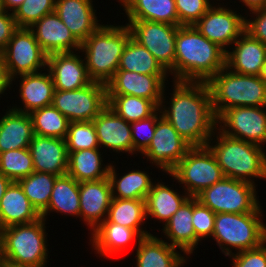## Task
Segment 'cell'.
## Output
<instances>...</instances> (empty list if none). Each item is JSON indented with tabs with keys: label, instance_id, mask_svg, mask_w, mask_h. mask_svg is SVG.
Instances as JSON below:
<instances>
[{
	"label": "cell",
	"instance_id": "obj_50",
	"mask_svg": "<svg viewBox=\"0 0 266 267\" xmlns=\"http://www.w3.org/2000/svg\"><path fill=\"white\" fill-rule=\"evenodd\" d=\"M250 11L261 9L266 6V0H241Z\"/></svg>",
	"mask_w": 266,
	"mask_h": 267
},
{
	"label": "cell",
	"instance_id": "obj_27",
	"mask_svg": "<svg viewBox=\"0 0 266 267\" xmlns=\"http://www.w3.org/2000/svg\"><path fill=\"white\" fill-rule=\"evenodd\" d=\"M20 97L24 103V109L14 108L13 110L28 113L52 105L55 86L50 74L33 73L20 75Z\"/></svg>",
	"mask_w": 266,
	"mask_h": 267
},
{
	"label": "cell",
	"instance_id": "obj_53",
	"mask_svg": "<svg viewBox=\"0 0 266 267\" xmlns=\"http://www.w3.org/2000/svg\"><path fill=\"white\" fill-rule=\"evenodd\" d=\"M0 267H6L4 253H3L1 234H0Z\"/></svg>",
	"mask_w": 266,
	"mask_h": 267
},
{
	"label": "cell",
	"instance_id": "obj_36",
	"mask_svg": "<svg viewBox=\"0 0 266 267\" xmlns=\"http://www.w3.org/2000/svg\"><path fill=\"white\" fill-rule=\"evenodd\" d=\"M117 70H127L139 74L167 75L168 73L156 58L132 37L120 57Z\"/></svg>",
	"mask_w": 266,
	"mask_h": 267
},
{
	"label": "cell",
	"instance_id": "obj_31",
	"mask_svg": "<svg viewBox=\"0 0 266 267\" xmlns=\"http://www.w3.org/2000/svg\"><path fill=\"white\" fill-rule=\"evenodd\" d=\"M100 153L99 149L68 152L67 174L77 182L98 181L107 178L111 164L102 168L103 161Z\"/></svg>",
	"mask_w": 266,
	"mask_h": 267
},
{
	"label": "cell",
	"instance_id": "obj_1",
	"mask_svg": "<svg viewBox=\"0 0 266 267\" xmlns=\"http://www.w3.org/2000/svg\"><path fill=\"white\" fill-rule=\"evenodd\" d=\"M174 82L171 105L159 112L192 147L206 146L218 125L210 88L207 82Z\"/></svg>",
	"mask_w": 266,
	"mask_h": 267
},
{
	"label": "cell",
	"instance_id": "obj_51",
	"mask_svg": "<svg viewBox=\"0 0 266 267\" xmlns=\"http://www.w3.org/2000/svg\"><path fill=\"white\" fill-rule=\"evenodd\" d=\"M13 181L0 172V201L7 188Z\"/></svg>",
	"mask_w": 266,
	"mask_h": 267
},
{
	"label": "cell",
	"instance_id": "obj_54",
	"mask_svg": "<svg viewBox=\"0 0 266 267\" xmlns=\"http://www.w3.org/2000/svg\"><path fill=\"white\" fill-rule=\"evenodd\" d=\"M259 77L263 80V82L266 84V60L262 66V70L261 73L259 75Z\"/></svg>",
	"mask_w": 266,
	"mask_h": 267
},
{
	"label": "cell",
	"instance_id": "obj_34",
	"mask_svg": "<svg viewBox=\"0 0 266 267\" xmlns=\"http://www.w3.org/2000/svg\"><path fill=\"white\" fill-rule=\"evenodd\" d=\"M145 200L112 198L107 220L134 229L141 237L151 235L140 228L146 219Z\"/></svg>",
	"mask_w": 266,
	"mask_h": 267
},
{
	"label": "cell",
	"instance_id": "obj_47",
	"mask_svg": "<svg viewBox=\"0 0 266 267\" xmlns=\"http://www.w3.org/2000/svg\"><path fill=\"white\" fill-rule=\"evenodd\" d=\"M252 14L257 16L254 20L245 19V32L266 45V6L252 11Z\"/></svg>",
	"mask_w": 266,
	"mask_h": 267
},
{
	"label": "cell",
	"instance_id": "obj_26",
	"mask_svg": "<svg viewBox=\"0 0 266 267\" xmlns=\"http://www.w3.org/2000/svg\"><path fill=\"white\" fill-rule=\"evenodd\" d=\"M137 267H180L185 257L176 252L165 240L148 235L137 242Z\"/></svg>",
	"mask_w": 266,
	"mask_h": 267
},
{
	"label": "cell",
	"instance_id": "obj_30",
	"mask_svg": "<svg viewBox=\"0 0 266 267\" xmlns=\"http://www.w3.org/2000/svg\"><path fill=\"white\" fill-rule=\"evenodd\" d=\"M128 20L178 25L175 0H120Z\"/></svg>",
	"mask_w": 266,
	"mask_h": 267
},
{
	"label": "cell",
	"instance_id": "obj_18",
	"mask_svg": "<svg viewBox=\"0 0 266 267\" xmlns=\"http://www.w3.org/2000/svg\"><path fill=\"white\" fill-rule=\"evenodd\" d=\"M83 62L74 52L48 55L47 70L52 76L55 90H77L90 84L92 80Z\"/></svg>",
	"mask_w": 266,
	"mask_h": 267
},
{
	"label": "cell",
	"instance_id": "obj_44",
	"mask_svg": "<svg viewBox=\"0 0 266 267\" xmlns=\"http://www.w3.org/2000/svg\"><path fill=\"white\" fill-rule=\"evenodd\" d=\"M157 113L158 112H155L148 118L130 123L133 152L137 151L143 153L150 145L154 136L157 120L160 118Z\"/></svg>",
	"mask_w": 266,
	"mask_h": 267
},
{
	"label": "cell",
	"instance_id": "obj_20",
	"mask_svg": "<svg viewBox=\"0 0 266 267\" xmlns=\"http://www.w3.org/2000/svg\"><path fill=\"white\" fill-rule=\"evenodd\" d=\"M28 149L34 171L56 176L67 174L68 152L65 139L34 134Z\"/></svg>",
	"mask_w": 266,
	"mask_h": 267
},
{
	"label": "cell",
	"instance_id": "obj_33",
	"mask_svg": "<svg viewBox=\"0 0 266 267\" xmlns=\"http://www.w3.org/2000/svg\"><path fill=\"white\" fill-rule=\"evenodd\" d=\"M79 182L68 174L57 176L52 189L47 209L41 214L45 219L48 212L68 213L71 216L80 214Z\"/></svg>",
	"mask_w": 266,
	"mask_h": 267
},
{
	"label": "cell",
	"instance_id": "obj_11",
	"mask_svg": "<svg viewBox=\"0 0 266 267\" xmlns=\"http://www.w3.org/2000/svg\"><path fill=\"white\" fill-rule=\"evenodd\" d=\"M1 56L11 83L16 75L37 73L40 68L47 67L48 55L30 28H18Z\"/></svg>",
	"mask_w": 266,
	"mask_h": 267
},
{
	"label": "cell",
	"instance_id": "obj_8",
	"mask_svg": "<svg viewBox=\"0 0 266 267\" xmlns=\"http://www.w3.org/2000/svg\"><path fill=\"white\" fill-rule=\"evenodd\" d=\"M196 199L217 213L261 212L255 184L224 177L214 185L203 189Z\"/></svg>",
	"mask_w": 266,
	"mask_h": 267
},
{
	"label": "cell",
	"instance_id": "obj_37",
	"mask_svg": "<svg viewBox=\"0 0 266 267\" xmlns=\"http://www.w3.org/2000/svg\"><path fill=\"white\" fill-rule=\"evenodd\" d=\"M108 106L128 123L153 115L160 108L151 100L132 95H107Z\"/></svg>",
	"mask_w": 266,
	"mask_h": 267
},
{
	"label": "cell",
	"instance_id": "obj_28",
	"mask_svg": "<svg viewBox=\"0 0 266 267\" xmlns=\"http://www.w3.org/2000/svg\"><path fill=\"white\" fill-rule=\"evenodd\" d=\"M91 235L94 249L106 257L119 254L135 238H142L134 229L109 222L107 219L100 223Z\"/></svg>",
	"mask_w": 266,
	"mask_h": 267
},
{
	"label": "cell",
	"instance_id": "obj_12",
	"mask_svg": "<svg viewBox=\"0 0 266 267\" xmlns=\"http://www.w3.org/2000/svg\"><path fill=\"white\" fill-rule=\"evenodd\" d=\"M127 25L132 38L144 46L167 72L173 74L179 26L145 20H129Z\"/></svg>",
	"mask_w": 266,
	"mask_h": 267
},
{
	"label": "cell",
	"instance_id": "obj_46",
	"mask_svg": "<svg viewBox=\"0 0 266 267\" xmlns=\"http://www.w3.org/2000/svg\"><path fill=\"white\" fill-rule=\"evenodd\" d=\"M266 241L260 246L234 253L230 256L233 259V267H266Z\"/></svg>",
	"mask_w": 266,
	"mask_h": 267
},
{
	"label": "cell",
	"instance_id": "obj_42",
	"mask_svg": "<svg viewBox=\"0 0 266 267\" xmlns=\"http://www.w3.org/2000/svg\"><path fill=\"white\" fill-rule=\"evenodd\" d=\"M55 12V0H25L13 13L18 28H30L43 16Z\"/></svg>",
	"mask_w": 266,
	"mask_h": 267
},
{
	"label": "cell",
	"instance_id": "obj_17",
	"mask_svg": "<svg viewBox=\"0 0 266 267\" xmlns=\"http://www.w3.org/2000/svg\"><path fill=\"white\" fill-rule=\"evenodd\" d=\"M35 28V29H34ZM30 30L47 55L80 50L81 43L74 37L56 12L43 16Z\"/></svg>",
	"mask_w": 266,
	"mask_h": 267
},
{
	"label": "cell",
	"instance_id": "obj_48",
	"mask_svg": "<svg viewBox=\"0 0 266 267\" xmlns=\"http://www.w3.org/2000/svg\"><path fill=\"white\" fill-rule=\"evenodd\" d=\"M18 29L13 13L0 12V53L5 49L7 43Z\"/></svg>",
	"mask_w": 266,
	"mask_h": 267
},
{
	"label": "cell",
	"instance_id": "obj_56",
	"mask_svg": "<svg viewBox=\"0 0 266 267\" xmlns=\"http://www.w3.org/2000/svg\"><path fill=\"white\" fill-rule=\"evenodd\" d=\"M4 10V5H3V0H0V12H3Z\"/></svg>",
	"mask_w": 266,
	"mask_h": 267
},
{
	"label": "cell",
	"instance_id": "obj_24",
	"mask_svg": "<svg viewBox=\"0 0 266 267\" xmlns=\"http://www.w3.org/2000/svg\"><path fill=\"white\" fill-rule=\"evenodd\" d=\"M41 215L32 206L22 187L13 181L0 201V230L37 221Z\"/></svg>",
	"mask_w": 266,
	"mask_h": 267
},
{
	"label": "cell",
	"instance_id": "obj_49",
	"mask_svg": "<svg viewBox=\"0 0 266 267\" xmlns=\"http://www.w3.org/2000/svg\"><path fill=\"white\" fill-rule=\"evenodd\" d=\"M11 80L7 75L6 68L4 66V62L0 53V94L4 93V91L10 87Z\"/></svg>",
	"mask_w": 266,
	"mask_h": 267
},
{
	"label": "cell",
	"instance_id": "obj_32",
	"mask_svg": "<svg viewBox=\"0 0 266 267\" xmlns=\"http://www.w3.org/2000/svg\"><path fill=\"white\" fill-rule=\"evenodd\" d=\"M162 183L152 184L151 190L145 198L146 216L150 215L165 224L171 219L181 205L190 197L179 196V193Z\"/></svg>",
	"mask_w": 266,
	"mask_h": 267
},
{
	"label": "cell",
	"instance_id": "obj_38",
	"mask_svg": "<svg viewBox=\"0 0 266 267\" xmlns=\"http://www.w3.org/2000/svg\"><path fill=\"white\" fill-rule=\"evenodd\" d=\"M56 178L57 176L53 174L34 171L29 176L17 181L40 215L48 207Z\"/></svg>",
	"mask_w": 266,
	"mask_h": 267
},
{
	"label": "cell",
	"instance_id": "obj_3",
	"mask_svg": "<svg viewBox=\"0 0 266 267\" xmlns=\"http://www.w3.org/2000/svg\"><path fill=\"white\" fill-rule=\"evenodd\" d=\"M128 25H101L80 46L85 52V64L92 81L106 83L118 69L120 57L131 38Z\"/></svg>",
	"mask_w": 266,
	"mask_h": 267
},
{
	"label": "cell",
	"instance_id": "obj_7",
	"mask_svg": "<svg viewBox=\"0 0 266 267\" xmlns=\"http://www.w3.org/2000/svg\"><path fill=\"white\" fill-rule=\"evenodd\" d=\"M260 216L261 212L216 214L213 238L226 256L233 254L230 247L241 252L256 248L266 241V226Z\"/></svg>",
	"mask_w": 266,
	"mask_h": 267
},
{
	"label": "cell",
	"instance_id": "obj_52",
	"mask_svg": "<svg viewBox=\"0 0 266 267\" xmlns=\"http://www.w3.org/2000/svg\"><path fill=\"white\" fill-rule=\"evenodd\" d=\"M25 0H3L4 10L12 8V13L24 2Z\"/></svg>",
	"mask_w": 266,
	"mask_h": 267
},
{
	"label": "cell",
	"instance_id": "obj_9",
	"mask_svg": "<svg viewBox=\"0 0 266 267\" xmlns=\"http://www.w3.org/2000/svg\"><path fill=\"white\" fill-rule=\"evenodd\" d=\"M169 175L185 184L184 189L190 197L224 178L221 167L207 146L191 147Z\"/></svg>",
	"mask_w": 266,
	"mask_h": 267
},
{
	"label": "cell",
	"instance_id": "obj_21",
	"mask_svg": "<svg viewBox=\"0 0 266 267\" xmlns=\"http://www.w3.org/2000/svg\"><path fill=\"white\" fill-rule=\"evenodd\" d=\"M92 2V0H55L56 14L80 43L101 26Z\"/></svg>",
	"mask_w": 266,
	"mask_h": 267
},
{
	"label": "cell",
	"instance_id": "obj_19",
	"mask_svg": "<svg viewBox=\"0 0 266 267\" xmlns=\"http://www.w3.org/2000/svg\"><path fill=\"white\" fill-rule=\"evenodd\" d=\"M79 195V216L83 217V221H86L93 231L108 215L112 201V189L109 178L98 181L79 182Z\"/></svg>",
	"mask_w": 266,
	"mask_h": 267
},
{
	"label": "cell",
	"instance_id": "obj_4",
	"mask_svg": "<svg viewBox=\"0 0 266 267\" xmlns=\"http://www.w3.org/2000/svg\"><path fill=\"white\" fill-rule=\"evenodd\" d=\"M207 84L216 118L231 107H266V84L259 76L239 74L224 67Z\"/></svg>",
	"mask_w": 266,
	"mask_h": 267
},
{
	"label": "cell",
	"instance_id": "obj_39",
	"mask_svg": "<svg viewBox=\"0 0 266 267\" xmlns=\"http://www.w3.org/2000/svg\"><path fill=\"white\" fill-rule=\"evenodd\" d=\"M34 134L65 139L70 121L53 105L36 109L30 113Z\"/></svg>",
	"mask_w": 266,
	"mask_h": 267
},
{
	"label": "cell",
	"instance_id": "obj_2",
	"mask_svg": "<svg viewBox=\"0 0 266 267\" xmlns=\"http://www.w3.org/2000/svg\"><path fill=\"white\" fill-rule=\"evenodd\" d=\"M226 67V52L194 25L179 26L175 42L174 81L208 82Z\"/></svg>",
	"mask_w": 266,
	"mask_h": 267
},
{
	"label": "cell",
	"instance_id": "obj_41",
	"mask_svg": "<svg viewBox=\"0 0 266 267\" xmlns=\"http://www.w3.org/2000/svg\"><path fill=\"white\" fill-rule=\"evenodd\" d=\"M67 152L84 149H99L93 121L70 122L65 138Z\"/></svg>",
	"mask_w": 266,
	"mask_h": 267
},
{
	"label": "cell",
	"instance_id": "obj_29",
	"mask_svg": "<svg viewBox=\"0 0 266 267\" xmlns=\"http://www.w3.org/2000/svg\"><path fill=\"white\" fill-rule=\"evenodd\" d=\"M193 197H189L164 224L163 233L171 240L170 246L179 248L185 254L193 253L195 248V231L192 225Z\"/></svg>",
	"mask_w": 266,
	"mask_h": 267
},
{
	"label": "cell",
	"instance_id": "obj_22",
	"mask_svg": "<svg viewBox=\"0 0 266 267\" xmlns=\"http://www.w3.org/2000/svg\"><path fill=\"white\" fill-rule=\"evenodd\" d=\"M99 146L116 152L133 153L131 125L108 105L93 120Z\"/></svg>",
	"mask_w": 266,
	"mask_h": 267
},
{
	"label": "cell",
	"instance_id": "obj_15",
	"mask_svg": "<svg viewBox=\"0 0 266 267\" xmlns=\"http://www.w3.org/2000/svg\"><path fill=\"white\" fill-rule=\"evenodd\" d=\"M245 19L231 9L211 6L194 26L209 41L227 52L225 46L234 43L245 32Z\"/></svg>",
	"mask_w": 266,
	"mask_h": 267
},
{
	"label": "cell",
	"instance_id": "obj_16",
	"mask_svg": "<svg viewBox=\"0 0 266 267\" xmlns=\"http://www.w3.org/2000/svg\"><path fill=\"white\" fill-rule=\"evenodd\" d=\"M166 75H148L127 70H117L106 83L107 95H132L163 106Z\"/></svg>",
	"mask_w": 266,
	"mask_h": 267
},
{
	"label": "cell",
	"instance_id": "obj_35",
	"mask_svg": "<svg viewBox=\"0 0 266 267\" xmlns=\"http://www.w3.org/2000/svg\"><path fill=\"white\" fill-rule=\"evenodd\" d=\"M108 178L111 183L112 198L120 199L145 200L153 183L146 172L139 170L130 171L118 179L115 168L112 165L109 169Z\"/></svg>",
	"mask_w": 266,
	"mask_h": 267
},
{
	"label": "cell",
	"instance_id": "obj_55",
	"mask_svg": "<svg viewBox=\"0 0 266 267\" xmlns=\"http://www.w3.org/2000/svg\"><path fill=\"white\" fill-rule=\"evenodd\" d=\"M45 265L43 266H18V265H6V267H44Z\"/></svg>",
	"mask_w": 266,
	"mask_h": 267
},
{
	"label": "cell",
	"instance_id": "obj_13",
	"mask_svg": "<svg viewBox=\"0 0 266 267\" xmlns=\"http://www.w3.org/2000/svg\"><path fill=\"white\" fill-rule=\"evenodd\" d=\"M217 122L224 124V127L220 125L219 131L229 137L259 146L266 142V112L262 106L231 107L217 118Z\"/></svg>",
	"mask_w": 266,
	"mask_h": 267
},
{
	"label": "cell",
	"instance_id": "obj_23",
	"mask_svg": "<svg viewBox=\"0 0 266 267\" xmlns=\"http://www.w3.org/2000/svg\"><path fill=\"white\" fill-rule=\"evenodd\" d=\"M234 44L235 49L226 52L227 69L239 74L259 76L266 60V45L252 38L247 32H244Z\"/></svg>",
	"mask_w": 266,
	"mask_h": 267
},
{
	"label": "cell",
	"instance_id": "obj_25",
	"mask_svg": "<svg viewBox=\"0 0 266 267\" xmlns=\"http://www.w3.org/2000/svg\"><path fill=\"white\" fill-rule=\"evenodd\" d=\"M34 136L30 114L10 109L0 119V153L28 148Z\"/></svg>",
	"mask_w": 266,
	"mask_h": 267
},
{
	"label": "cell",
	"instance_id": "obj_10",
	"mask_svg": "<svg viewBox=\"0 0 266 267\" xmlns=\"http://www.w3.org/2000/svg\"><path fill=\"white\" fill-rule=\"evenodd\" d=\"M52 105L70 122L93 121L108 105L106 85L92 81L77 90H55Z\"/></svg>",
	"mask_w": 266,
	"mask_h": 267
},
{
	"label": "cell",
	"instance_id": "obj_5",
	"mask_svg": "<svg viewBox=\"0 0 266 267\" xmlns=\"http://www.w3.org/2000/svg\"><path fill=\"white\" fill-rule=\"evenodd\" d=\"M216 136L214 146L208 142L206 146L213 153L224 177L254 184L250 178L266 179V154L262 146L229 137L224 133Z\"/></svg>",
	"mask_w": 266,
	"mask_h": 267
},
{
	"label": "cell",
	"instance_id": "obj_40",
	"mask_svg": "<svg viewBox=\"0 0 266 267\" xmlns=\"http://www.w3.org/2000/svg\"><path fill=\"white\" fill-rule=\"evenodd\" d=\"M0 172L12 181H18L34 172L33 159L28 148L0 153Z\"/></svg>",
	"mask_w": 266,
	"mask_h": 267
},
{
	"label": "cell",
	"instance_id": "obj_43",
	"mask_svg": "<svg viewBox=\"0 0 266 267\" xmlns=\"http://www.w3.org/2000/svg\"><path fill=\"white\" fill-rule=\"evenodd\" d=\"M216 214L193 197L192 225L195 231V247L200 239L213 236Z\"/></svg>",
	"mask_w": 266,
	"mask_h": 267
},
{
	"label": "cell",
	"instance_id": "obj_45",
	"mask_svg": "<svg viewBox=\"0 0 266 267\" xmlns=\"http://www.w3.org/2000/svg\"><path fill=\"white\" fill-rule=\"evenodd\" d=\"M209 0H175L178 26L194 25L212 6Z\"/></svg>",
	"mask_w": 266,
	"mask_h": 267
},
{
	"label": "cell",
	"instance_id": "obj_6",
	"mask_svg": "<svg viewBox=\"0 0 266 267\" xmlns=\"http://www.w3.org/2000/svg\"><path fill=\"white\" fill-rule=\"evenodd\" d=\"M45 219L0 230L6 265L43 266L48 258Z\"/></svg>",
	"mask_w": 266,
	"mask_h": 267
},
{
	"label": "cell",
	"instance_id": "obj_14",
	"mask_svg": "<svg viewBox=\"0 0 266 267\" xmlns=\"http://www.w3.org/2000/svg\"><path fill=\"white\" fill-rule=\"evenodd\" d=\"M192 146L187 143L174 127L160 115L154 136L148 148L142 153L170 174Z\"/></svg>",
	"mask_w": 266,
	"mask_h": 267
}]
</instances>
